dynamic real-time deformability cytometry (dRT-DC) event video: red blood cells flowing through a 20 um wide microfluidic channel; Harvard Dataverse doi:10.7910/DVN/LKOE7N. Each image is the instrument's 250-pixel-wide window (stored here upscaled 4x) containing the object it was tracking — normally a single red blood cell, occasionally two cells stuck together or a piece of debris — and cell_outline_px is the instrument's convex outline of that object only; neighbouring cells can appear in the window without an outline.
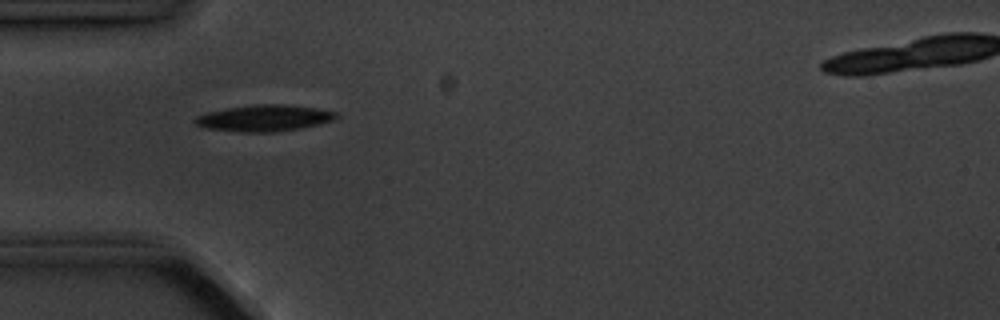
{"species": "common noctule bat (a hibernating species)", "species_latin": "Nyctalus noctula", "temperature_condition": "cold", "stored_images_in_passage": 6, "camera_frame_rate_fps": 3000, "um_per_image_px": 0.085, "animal": {"sex": "male", "body_mass_g": 20.1, "forearm_length_mm": 53.5}, "frame": {"image": 1, "passage_image": 5, "time_ms": 4.667, "image_size_px": [1000, 320], "cell_outline_px": [[340, 116], [332, 120], [300, 128], [276, 132], [240, 132], [208, 128], [196, 124], [192, 120], [196, 116], [208, 112], [228, 108], [252, 104], [284, 104], [316, 108], [336, 112]], "centroid_in_image_um": [22.45, 10.03], "position_along_channel_um": 62.6, "area_um2": 21.56}}